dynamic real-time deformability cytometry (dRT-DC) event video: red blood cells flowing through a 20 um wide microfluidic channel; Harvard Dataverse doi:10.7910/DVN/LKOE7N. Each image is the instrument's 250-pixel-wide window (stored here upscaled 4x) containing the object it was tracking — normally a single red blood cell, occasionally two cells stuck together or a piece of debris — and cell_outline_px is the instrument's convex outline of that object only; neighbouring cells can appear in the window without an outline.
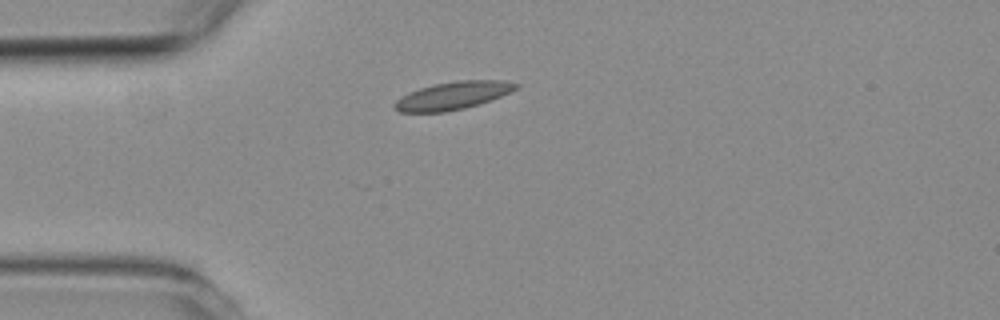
{"species": "common noctule bat (a hibernating species)", "species_latin": "Nyctalus noctula", "temperature_condition": "room temperature", "stored_images_in_passage": 3, "camera_frame_rate_fps": 3000, "um_per_image_px": 0.085, "animal": {"sex": "female", "body_mass_g": 19.3, "forearm_length_mm": 54.1}, "frame": {"image": 1, "passage_image": 3, "time_ms": 2.333, "image_size_px": [1000, 320], "cell_outline_px": [[520, 84], [516, 88], [500, 96], [464, 108], [444, 112], [400, 112], [392, 108], [392, 104], [400, 96], [408, 92], [432, 84], [460, 80], [500, 80]], "centroid_in_image_um": [38.39, 8.12], "position_along_channel_um": 46.6, "area_um2": 19.48}}